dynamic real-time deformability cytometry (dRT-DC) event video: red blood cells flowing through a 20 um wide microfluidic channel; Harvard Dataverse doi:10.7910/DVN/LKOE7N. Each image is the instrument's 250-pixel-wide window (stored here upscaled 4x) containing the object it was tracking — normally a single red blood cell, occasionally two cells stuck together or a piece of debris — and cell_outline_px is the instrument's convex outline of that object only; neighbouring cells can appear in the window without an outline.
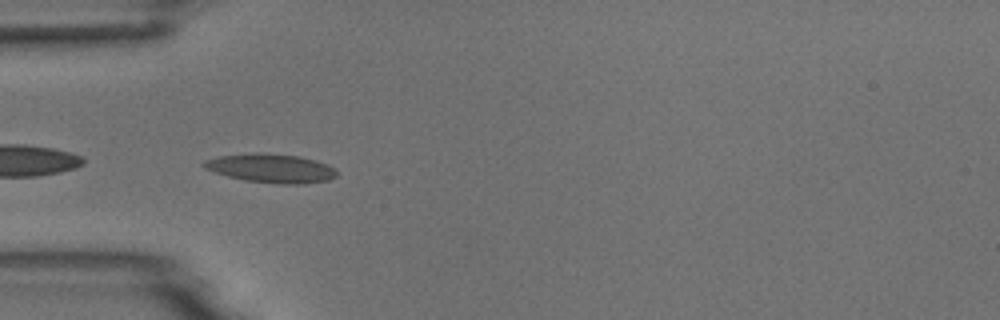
{"species": "common noctule bat (a hibernating species)", "species_latin": "Nyctalus noctula", "temperature_condition": "room temperature", "stored_images_in_passage": 4, "camera_frame_rate_fps": 3000, "um_per_image_px": 0.085, "animal": {"sex": "male", "body_mass_g": 18.8}, "frame": {"image": 1, "passage_image": 1, "time_ms": 0.0, "image_size_px": [1000, 320], "cell_outline_px": [[336, 176], [328, 180], [304, 184], [280, 184], [244, 180], [228, 176], [204, 168], [200, 164], [204, 160], [220, 156], [252, 152], [300, 156], [316, 160], [328, 164], [336, 168]], "centroid_in_image_um": [23.05, 14.3], "position_along_channel_um": 61.9, "area_um2": 22.43}}